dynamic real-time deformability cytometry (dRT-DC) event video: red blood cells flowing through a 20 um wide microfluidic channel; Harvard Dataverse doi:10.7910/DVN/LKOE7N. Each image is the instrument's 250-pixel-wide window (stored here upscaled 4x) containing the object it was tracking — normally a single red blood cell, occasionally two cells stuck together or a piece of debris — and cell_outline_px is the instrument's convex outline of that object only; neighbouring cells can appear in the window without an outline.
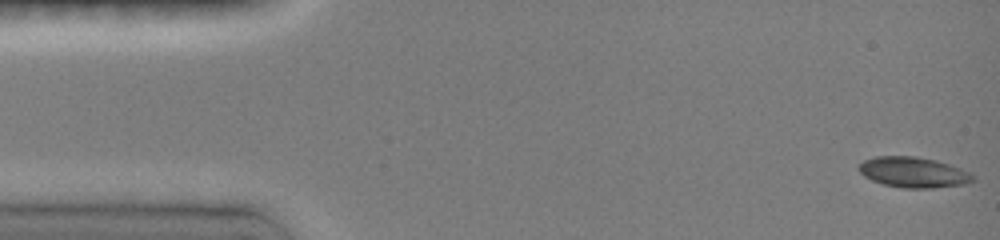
{"species": "common noctule bat (a hibernating species)", "species_latin": "Nyctalus noctula", "temperature_condition": "room temperature", "stored_images_in_passage": 14, "camera_frame_rate_fps": 3000, "um_per_image_px": 0.085, "animal": {"sex": "female", "body_mass_g": 19.0, "forearm_length_mm": 51.5}, "frame": {"image": 1, "passage_image": 1, "time_ms": 0.0, "image_size_px": [1000, 240], "cell_outline_px": [[976, 180], [964, 184], [932, 188], [900, 188], [884, 184], [872, 180], [864, 176], [856, 168], [864, 160], [876, 156], [916, 156], [936, 160], [960, 168], [968, 172]], "centroid_in_image_um": [77.61, 14.64], "position_along_channel_um": 7.4, "area_um2": 20.23}}
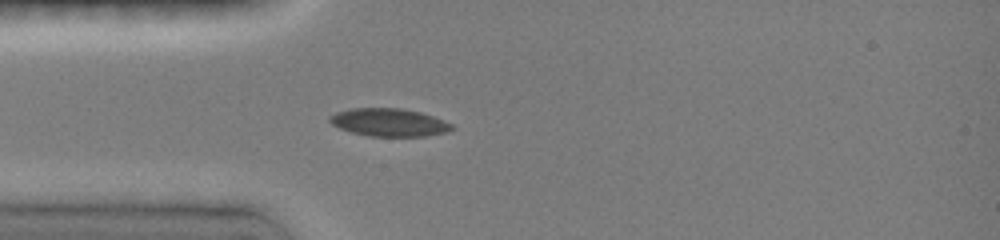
{"frame": {"image": 2, "passage_image": 9, "time_ms": 2.667, "image_size_px": [1000, 240], "cell_outline_px": [[456, 128], [448, 132], [424, 136], [368, 136], [352, 132], [340, 128], [332, 124], [328, 120], [328, 116], [336, 112], [352, 108], [400, 108], [420, 112], [432, 116], [452, 124]], "centroid_in_image_um": [33.06, 10.4], "position_along_channel_um": 51.9, "area_um2": 19.83}}
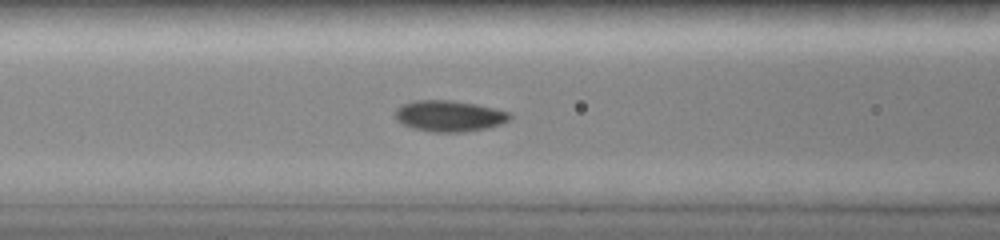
{"frame": {"image": 3, "passage_image": 14, "time_ms": 4.333, "image_size_px": [1000, 240], "cell_outline_px": [[512, 116], [508, 120], [500, 124], [488, 128], [464, 132], [432, 132], [412, 128], [396, 120], [392, 112], [396, 108], [404, 104], [416, 100], [448, 100], [476, 104], [512, 112]], "centroid_in_image_um": [38.17, 9.86], "position_along_channel_um": 128.4, "area_um2": 20.92}}